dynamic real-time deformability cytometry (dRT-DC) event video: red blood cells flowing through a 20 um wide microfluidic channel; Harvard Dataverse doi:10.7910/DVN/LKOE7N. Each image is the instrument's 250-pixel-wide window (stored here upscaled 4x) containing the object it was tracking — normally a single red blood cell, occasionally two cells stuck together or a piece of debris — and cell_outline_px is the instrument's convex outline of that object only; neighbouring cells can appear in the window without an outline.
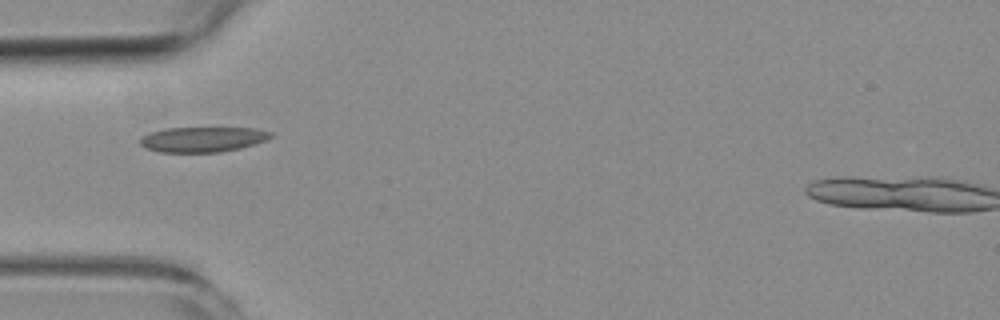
{"species": "common noctule bat (a hibernating species)", "species_latin": "Nyctalus noctula", "temperature_condition": "room temperature", "stored_images_in_passage": 1, "camera_frame_rate_fps": 3000, "um_per_image_px": 0.085, "animal": {"sex": "female", "body_mass_g": 19.3, "forearm_length_mm": 54.1}, "frame": {"image": 1, "passage_image": 1, "time_ms": 0.0, "image_size_px": [1000, 320], "cell_outline_px": [[272, 136], [264, 140], [240, 148], [220, 152], [160, 152], [148, 148], [140, 144], [140, 140], [144, 136], [152, 132], [164, 128], [256, 128], [272, 132]], "centroid_in_image_um": [17.24, 11.84], "position_along_channel_um": 67.8, "area_um2": 18.84}}